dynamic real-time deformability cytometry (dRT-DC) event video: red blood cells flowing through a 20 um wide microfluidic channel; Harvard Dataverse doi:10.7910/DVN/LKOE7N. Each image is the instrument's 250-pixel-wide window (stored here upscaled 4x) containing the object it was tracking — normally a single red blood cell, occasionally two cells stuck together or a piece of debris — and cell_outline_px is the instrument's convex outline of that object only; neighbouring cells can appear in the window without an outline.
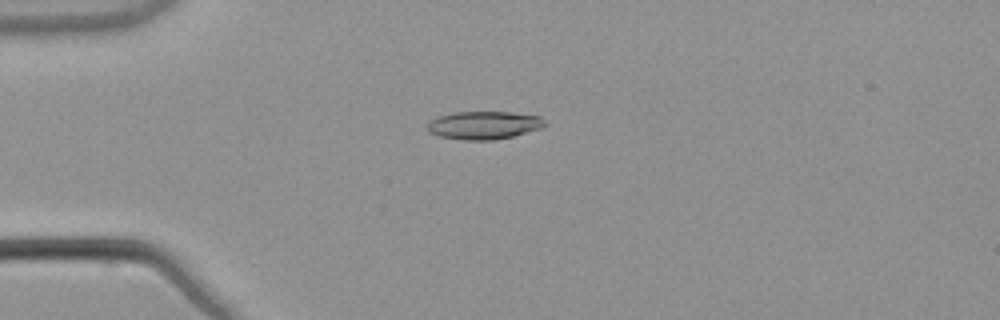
{"species": "common noctule bat (a hibernating species)", "species_latin": "Nyctalus noctula", "temperature_condition": "warm", "stored_images_in_passage": 40, "camera_frame_rate_fps": 3000, "um_per_image_px": 0.085, "animal": {"sex": "male", "body_mass_g": 21.5, "forearm_length_mm": 52.0}, "frame": {"image": 1, "passage_image": 1, "time_ms": 0.0, "image_size_px": [1000, 320], "cell_outline_px": [[548, 124], [540, 128], [512, 136], [492, 140], [464, 140], [440, 136], [428, 132], [424, 128], [428, 120], [436, 116], [452, 112], [512, 112], [540, 116]], "centroid_in_image_um": [41.05, 10.63], "position_along_channel_um": 43.9, "area_um2": 19.42}}
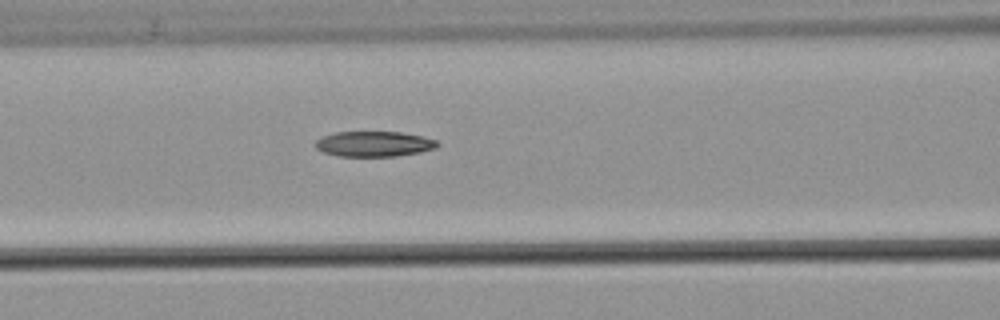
{"frame": {"image": 2, "passage_image": 10, "time_ms": 3.0, "image_size_px": [1000, 320], "cell_outline_px": [[440, 144], [436, 148], [420, 152], [396, 156], [340, 156], [324, 152], [316, 148], [312, 144], [320, 136], [336, 132], [400, 132], [420, 136], [436, 140]], "centroid_in_image_um": [31.75, 12.23], "position_along_channel_um": 134.8, "area_um2": 18.03}}
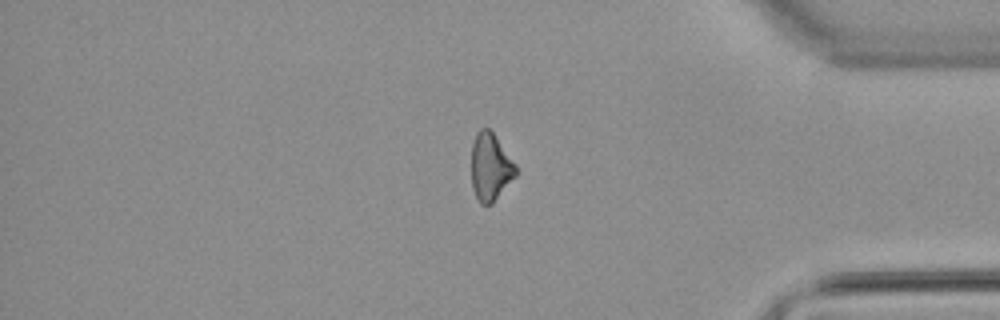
{"frame": {"image": 3, "passage_image": 32, "time_ms": 10.333, "image_size_px": [1000, 320], "cell_outline_px": [[516, 176], [492, 204], [480, 204], [472, 188], [472, 144], [476, 132], [480, 128], [488, 128], [492, 132], [516, 164]], "centroid_in_image_um": [41.68, 14.2], "position_along_channel_um": 393.5, "area_um2": 17.4}, "authors_computed_cell_mechanics": {"area_um2": 18.5538, "velocity_mm_per_s": 3.8561, "shape_relaxation_time_tau1_ms": 9.1878, "shape_relaxation_time_tau2_ms": null, "deformation_change_tau1": 0.1959, "deformation_change_tau2": null}}